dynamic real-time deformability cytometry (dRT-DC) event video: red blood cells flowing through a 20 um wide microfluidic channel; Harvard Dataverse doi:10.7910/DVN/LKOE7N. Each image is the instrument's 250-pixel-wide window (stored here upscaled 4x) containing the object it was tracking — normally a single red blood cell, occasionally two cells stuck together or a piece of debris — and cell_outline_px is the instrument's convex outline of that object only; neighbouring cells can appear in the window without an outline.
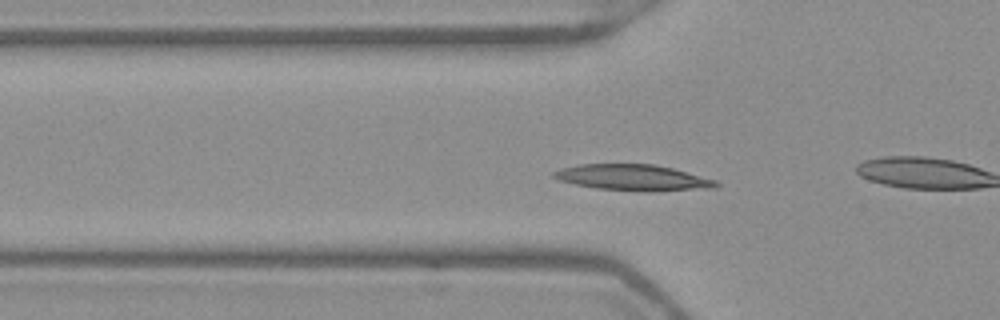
{"species": "Egyptian fruit bat (a non-hibernating species)", "species_latin": "Rousettus aegyptiacus", "temperature_condition": "warm", "stored_images_in_passage": 49, "camera_frame_rate_fps": 3000, "um_per_image_px": 0.085, "frame": {"image": 1, "passage_image": 13, "time_ms": 4.0, "image_size_px": [1000, 320], "cell_outline_px": [[720, 184], [716, 188], [644, 192], [596, 188], [576, 184], [560, 180], [552, 176], [552, 172], [560, 168], [580, 164], [652, 164], [672, 168], [716, 180]], "centroid_in_image_um": [53.82, 15.1], "position_along_channel_um": 72.0, "area_um2": 24.62}}
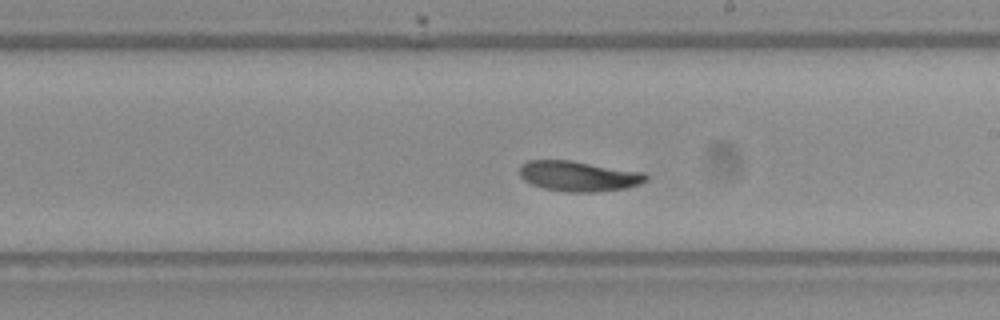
{"frame": {"image": 2, "passage_image": 26, "time_ms": 8.333, "image_size_px": [1000, 320], "cell_outline_px": [[648, 180], [640, 184], [624, 188], [592, 192], [564, 192], [544, 188], [532, 184], [524, 180], [520, 176], [520, 164], [528, 160], [572, 160], [644, 172], [648, 176]], "centroid_in_image_um": [49.18, 14.96], "position_along_channel_um": 239.8, "area_um2": 22.43}}
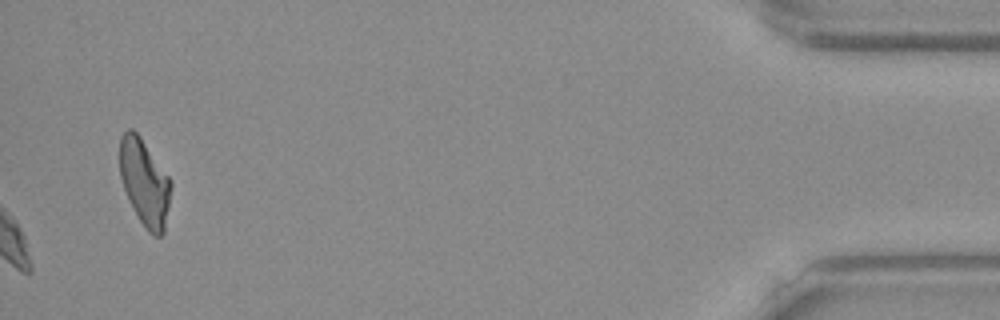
{"frame": {"image": 3, "passage_image": 49, "time_ms": 16.0, "image_size_px": [1000, 320], "cell_outline_px": [[172, 184], [164, 232], [160, 236], [152, 236], [148, 232], [132, 208], [128, 200], [120, 176], [120, 136], [128, 128], [132, 128], [140, 136], [172, 180]], "centroid_in_image_um": [12.29, 15.51], "position_along_channel_um": 422.9, "area_um2": 25.89}, "authors_computed_cell_mechanics": {"area_um2": 22.1952, "velocity_mm_per_s": 3.8716, "shape_relaxation_time_tau1_ms": 4.6902, "shape_relaxation_time_tau2_ms": null, "deformation_change_tau1": 0.1064, "deformation_change_tau2": null}}